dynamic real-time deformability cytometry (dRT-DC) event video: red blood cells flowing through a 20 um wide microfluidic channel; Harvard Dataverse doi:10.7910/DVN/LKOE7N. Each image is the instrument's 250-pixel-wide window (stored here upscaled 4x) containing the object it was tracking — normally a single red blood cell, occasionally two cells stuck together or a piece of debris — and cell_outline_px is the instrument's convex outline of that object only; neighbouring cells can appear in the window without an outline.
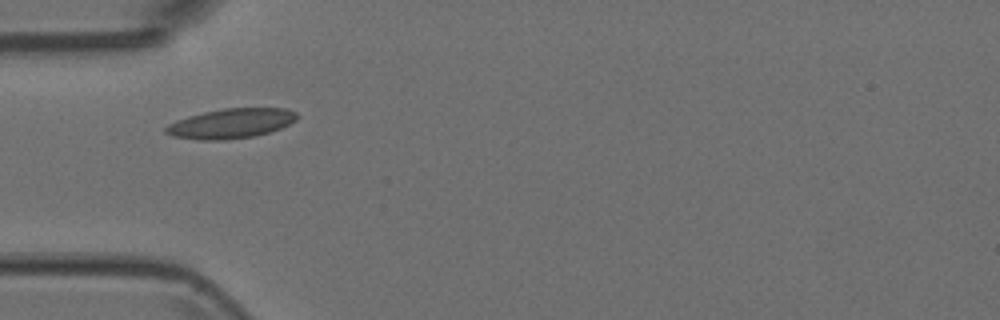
{"species": "Egyptian fruit bat (a non-hibernating species)", "species_latin": "Rousettus aegyptiacus", "temperature_condition": "room temperature", "stored_images_in_passage": 1, "camera_frame_rate_fps": 3000, "um_per_image_px": 0.085, "animal": {"sex": "female"}, "frame": {"image": 1, "passage_image": 1, "time_ms": 0.0, "image_size_px": [1000, 320], "cell_outline_px": [[300, 116], [296, 120], [280, 128], [256, 136], [228, 140], [200, 140], [172, 136], [164, 132], [164, 128], [168, 124], [176, 120], [188, 116], [204, 112], [224, 108], [284, 108], [296, 112]], "centroid_in_image_um": [19.62, 10.5], "position_along_channel_um": 65.4, "area_um2": 22.89}}